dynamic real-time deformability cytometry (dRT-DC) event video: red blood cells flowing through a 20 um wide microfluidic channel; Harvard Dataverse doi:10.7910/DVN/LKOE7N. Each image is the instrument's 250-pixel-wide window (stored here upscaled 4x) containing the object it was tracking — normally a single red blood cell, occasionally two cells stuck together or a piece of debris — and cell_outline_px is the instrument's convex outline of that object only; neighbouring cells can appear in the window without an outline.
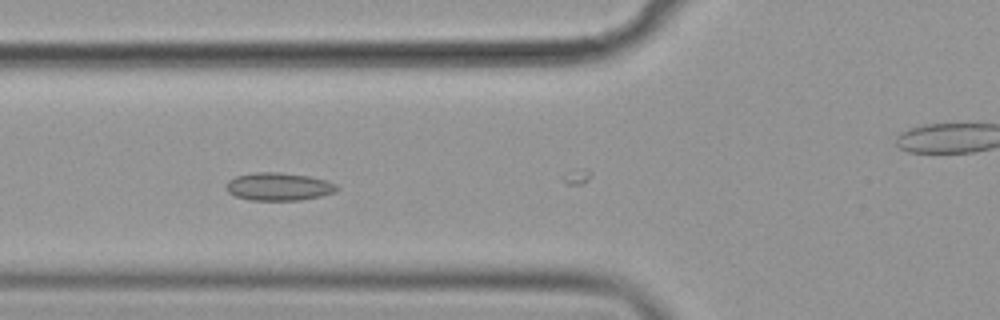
{"species": "common noctule bat (a hibernating species)", "species_latin": "Nyctalus noctula", "temperature_condition": "cold", "stored_images_in_passage": 4, "camera_frame_rate_fps": 3000, "um_per_image_px": 0.085, "animal": {"sex": "female", "body_mass_g": 19.9}, "frame": {"image": 1, "passage_image": 3, "time_ms": 0.667, "image_size_px": [1000, 320], "cell_outline_px": [[340, 188], [336, 192], [320, 196], [300, 200], [248, 200], [236, 196], [228, 192], [224, 188], [228, 180], [236, 176], [256, 172], [280, 172], [308, 176], [324, 180], [336, 184]], "centroid_in_image_um": [23.67, 15.86], "position_along_channel_um": 102.1, "area_um2": 18.03}}